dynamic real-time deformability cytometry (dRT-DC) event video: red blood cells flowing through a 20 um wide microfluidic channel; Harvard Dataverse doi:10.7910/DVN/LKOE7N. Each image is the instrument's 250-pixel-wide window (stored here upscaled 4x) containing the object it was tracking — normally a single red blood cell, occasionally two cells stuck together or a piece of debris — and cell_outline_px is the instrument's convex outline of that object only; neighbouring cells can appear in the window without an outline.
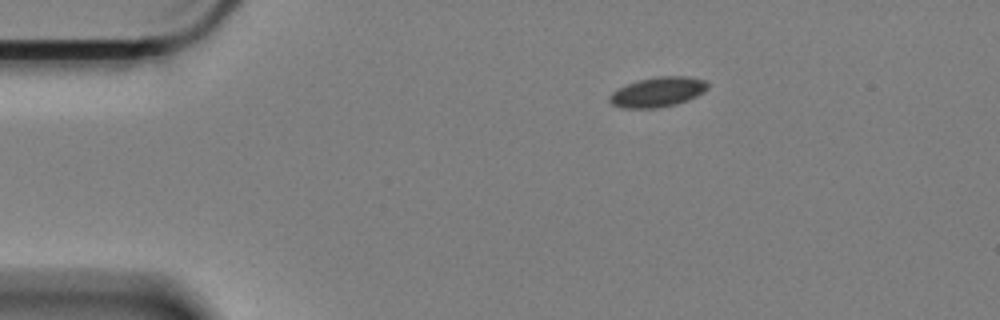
{"species": "Egyptian fruit bat (a non-hibernating species)", "species_latin": "Rousettus aegyptiacus", "temperature_condition": "cold", "stored_images_in_passage": 51, "camera_frame_rate_fps": 3000, "um_per_image_px": 0.085, "animal": {"sex": "female"}, "frame": {"image": 1, "passage_image": 1, "time_ms": 0.0, "image_size_px": [1000, 320], "cell_outline_px": [[708, 88], [704, 92], [688, 100], [676, 104], [656, 108], [624, 108], [612, 104], [608, 100], [608, 96], [616, 88], [640, 80], [660, 76], [688, 76], [704, 80], [708, 84]], "centroid_in_image_um": [55.9, 7.82], "position_along_channel_um": 29.1, "area_um2": 17.05}}
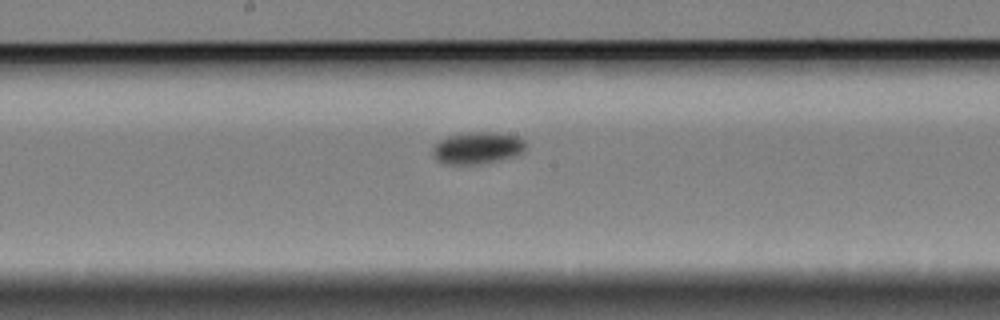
{"frame": {"image": 2, "passage_image": 22, "time_ms": 7.0, "image_size_px": [1000, 320], "cell_outline_px": [[528, 144], [520, 152], [512, 156], [480, 164], [444, 164], [436, 160], [432, 156], [432, 148], [440, 140], [448, 136], [468, 132], [496, 132], [520, 136]], "centroid_in_image_um": [40.56, 12.56], "position_along_channel_um": 207.6, "area_um2": 17.34}}
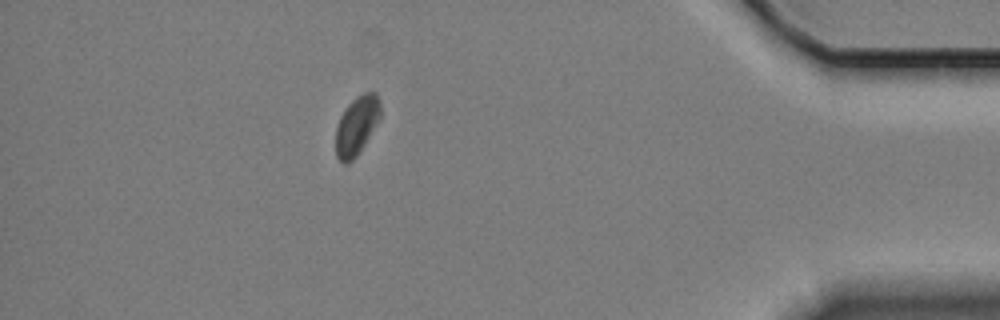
{"frame": {"image": 3, "passage_image": 44, "time_ms": 14.333, "image_size_px": [1000, 320], "cell_outline_px": [[380, 120], [356, 156], [348, 164], [344, 164], [336, 156], [336, 128], [340, 116], [344, 108], [356, 96], [364, 92], [376, 92], [380, 100]], "centroid_in_image_um": [30.32, 10.64], "position_along_channel_um": 404.9, "area_um2": 15.37}, "authors_computed_cell_mechanics": {"area_um2": 16.5886, "velocity_mm_per_s": 3.3073, "shape_relaxation_time_tau1_ms": 3.5758, "shape_relaxation_time_tau2_ms": null, "deformation_change_tau1": 0.0483, "deformation_change_tau2": null}}